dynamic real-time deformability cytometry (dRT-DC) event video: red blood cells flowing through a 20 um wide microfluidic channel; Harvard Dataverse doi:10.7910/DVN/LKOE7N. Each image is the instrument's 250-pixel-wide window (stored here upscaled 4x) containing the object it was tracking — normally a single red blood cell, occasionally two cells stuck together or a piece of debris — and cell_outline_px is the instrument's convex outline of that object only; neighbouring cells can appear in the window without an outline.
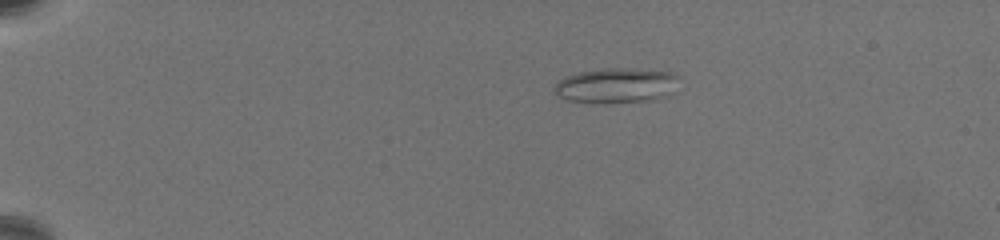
{"species": "common noctule bat (a hibernating species)", "species_latin": "Nyctalus noctula", "temperature_condition": "warm", "stored_images_in_passage": 54, "camera_frame_rate_fps": 3000, "um_per_image_px": 0.085, "animal": {"sex": "female", "body_mass_g": 19.5, "forearm_length_mm": 54.1}, "frame": {"image": 1, "passage_image": 3, "time_ms": 0.667, "image_size_px": [1000, 240], "cell_outline_px": [[680, 76], [672, 92], [664, 96], [652, 100], [600, 104], [568, 100], [560, 96], [552, 88], [560, 80], [568, 76], [580, 72], [604, 68], [624, 68], [672, 72]], "centroid_in_image_um": [52.39, 7.27], "position_along_channel_um": 32.6, "area_um2": 25.37}}
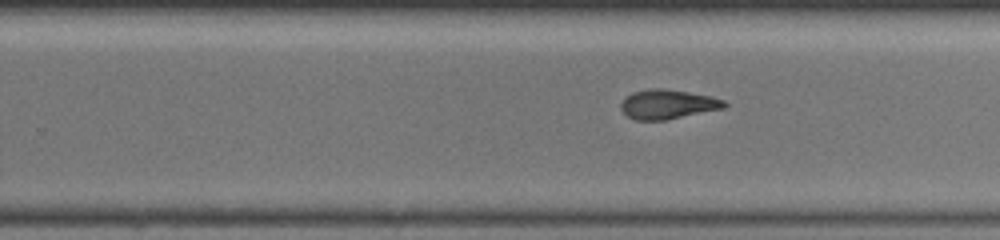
{"frame": {"image": 2, "passage_image": 33, "time_ms": 10.667, "image_size_px": [1000, 240], "cell_outline_px": [[728, 104], [724, 108], [664, 120], [636, 120], [628, 116], [620, 108], [620, 104], [632, 92], [648, 88], [664, 88], [712, 96], [724, 100]], "centroid_in_image_um": [56.76, 8.85], "position_along_channel_um": 273.0, "area_um2": 17.63}}
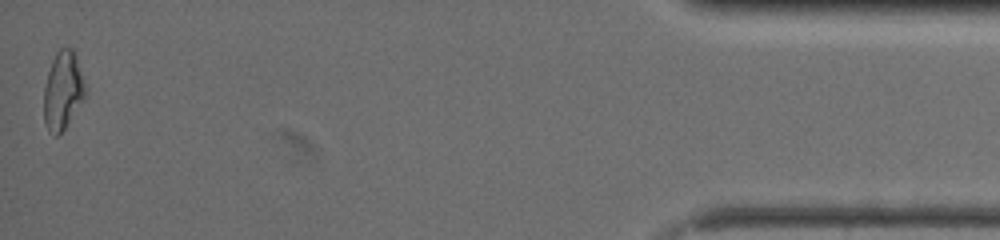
{"frame": {"image": 3, "passage_image": 54, "time_ms": 17.667, "image_size_px": [1000, 240], "cell_outline_px": [[84, 96], [64, 128], [56, 136], [48, 132], [44, 124], [44, 88], [48, 72], [52, 60], [56, 52], [60, 48], [72, 48], [76, 52], [84, 84]], "centroid_in_image_um": [5.3, 7.66], "position_along_channel_um": 429.9, "area_um2": 18.44}, "authors_computed_cell_mechanics": {"area_um2": 17.9758, "velocity_mm_per_s": 3.322, "shape_relaxation_time_tau1_ms": null, "shape_relaxation_time_tau2_ms": 2.9477, "deformation_change_tau1": null, "deformation_change_tau2": 0.1098}}